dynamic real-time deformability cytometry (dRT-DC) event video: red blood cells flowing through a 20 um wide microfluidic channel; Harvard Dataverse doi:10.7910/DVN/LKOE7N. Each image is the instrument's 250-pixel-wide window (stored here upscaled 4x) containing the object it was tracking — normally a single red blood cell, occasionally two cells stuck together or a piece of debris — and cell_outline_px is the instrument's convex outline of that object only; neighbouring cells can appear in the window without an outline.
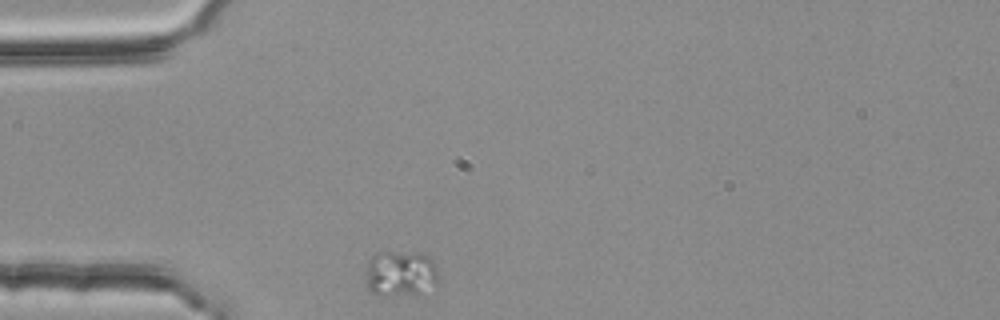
{"species": "common noctule bat (a hibernating species)", "species_latin": "Nyctalus noctula", "temperature_condition": "room temperature", "stored_images_in_passage": 1, "camera_frame_rate_fps": 3000, "um_per_image_px": 0.085, "animal": {"sex": "female", "body_mass_g": 25.1}, "frame": {"image": 1, "passage_image": 1, "time_ms": 0.0, "image_size_px": [1000, 320], "cell_outline_px": [[440, 276], [436, 280], [416, 292], [372, 292], [368, 288], [364, 272], [364, 268], [368, 260], [376, 252], [420, 252], [428, 256], [432, 260]], "centroid_in_image_um": [33.97, 23.12], "position_along_channel_um": 51.0, "area_um2": 18.5}}